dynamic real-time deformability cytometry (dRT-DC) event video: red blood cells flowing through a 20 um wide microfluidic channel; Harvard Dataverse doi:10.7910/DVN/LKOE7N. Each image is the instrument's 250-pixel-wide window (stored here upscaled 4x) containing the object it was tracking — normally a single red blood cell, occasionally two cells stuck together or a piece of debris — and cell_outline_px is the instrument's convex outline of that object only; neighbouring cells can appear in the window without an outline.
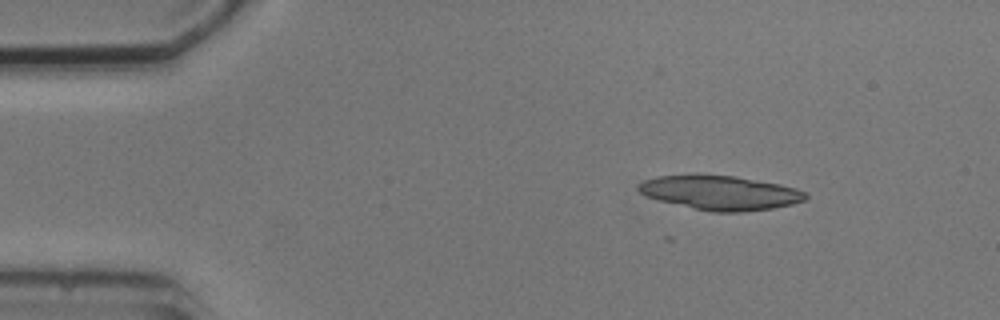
{"species": "common noctule bat (a hibernating species)", "species_latin": "Nyctalus noctula", "temperature_condition": "cold", "stored_images_in_passage": 4, "segment_of_instrument_passage": [1, 2], "camera_frame_rate_fps": 3000, "um_per_image_px": 0.085, "animal": {"sex": "male", "body_mass_g": 20.5, "forearm_length_mm": 52.5}, "frame": {"image": 1, "passage_image": 1, "time_ms": 0.0, "image_size_px": [1000, 320], "cell_outline_px": [[808, 196], [804, 200], [792, 204], [772, 208], [740, 212], [712, 212], [692, 208], [644, 196], [636, 188], [636, 184], [644, 180], [656, 176], [736, 176], [780, 184], [796, 188], [804, 192]], "centroid_in_image_um": [61.21, 16.39], "position_along_channel_um": 23.8, "area_um2": 32.95}}